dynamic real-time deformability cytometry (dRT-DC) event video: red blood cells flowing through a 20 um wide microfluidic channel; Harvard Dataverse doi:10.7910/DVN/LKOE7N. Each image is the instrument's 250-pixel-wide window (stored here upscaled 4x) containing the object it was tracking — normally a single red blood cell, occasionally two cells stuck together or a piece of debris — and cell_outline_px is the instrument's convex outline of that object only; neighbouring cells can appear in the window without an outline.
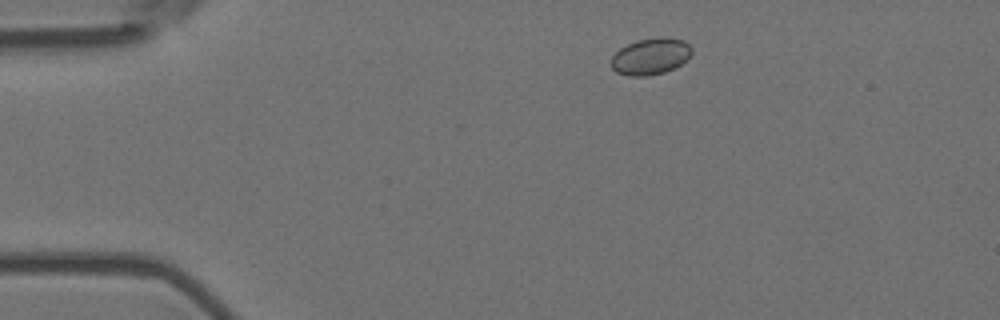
{"species": "Egyptian fruit bat (a non-hibernating species)", "species_latin": "Rousettus aegyptiacus", "temperature_condition": "room temperature", "stored_images_in_passage": 10, "camera_frame_rate_fps": 3000, "um_per_image_px": 0.085, "animal": {"sex": "female"}, "frame": {"image": 1, "passage_image": 2, "time_ms": 0.333, "image_size_px": [1000, 320], "cell_outline_px": [[692, 52], [676, 68], [664, 72], [648, 76], [628, 76], [616, 72], [608, 64], [612, 56], [620, 48], [636, 40], [660, 36], [664, 36], [684, 40], [692, 48]], "centroid_in_image_um": [55.26, 4.79], "position_along_channel_um": 29.7, "area_um2": 17.4}}
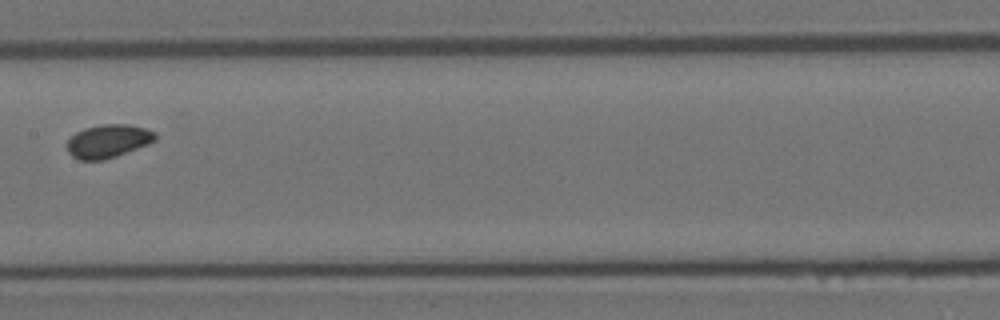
{"frame": {"image": 2, "passage_image": 7, "time_ms": 2.0, "image_size_px": [1000, 320], "cell_outline_px": [[156, 140], [148, 144], [116, 156], [104, 160], [80, 160], [72, 156], [68, 152], [64, 144], [76, 132], [84, 128], [104, 124], [128, 124], [144, 128], [156, 132]], "centroid_in_image_um": [9.16, 12.0], "position_along_channel_um": 198.2, "area_um2": 17.17}}
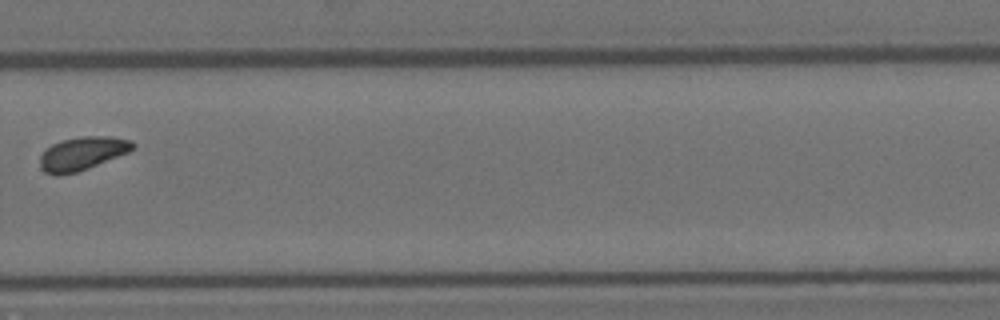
{"frame": {"image": 3, "passage_image": 10, "time_ms": 3.0, "image_size_px": [1000, 320], "cell_outline_px": [[136, 148], [128, 152], [88, 168], [76, 172], [56, 176], [44, 172], [40, 168], [40, 156], [44, 148], [60, 140], [80, 136], [108, 136], [132, 140], [136, 144]], "centroid_in_image_um": [6.97, 13.03], "position_along_channel_um": 322.8, "area_um2": 18.26}}